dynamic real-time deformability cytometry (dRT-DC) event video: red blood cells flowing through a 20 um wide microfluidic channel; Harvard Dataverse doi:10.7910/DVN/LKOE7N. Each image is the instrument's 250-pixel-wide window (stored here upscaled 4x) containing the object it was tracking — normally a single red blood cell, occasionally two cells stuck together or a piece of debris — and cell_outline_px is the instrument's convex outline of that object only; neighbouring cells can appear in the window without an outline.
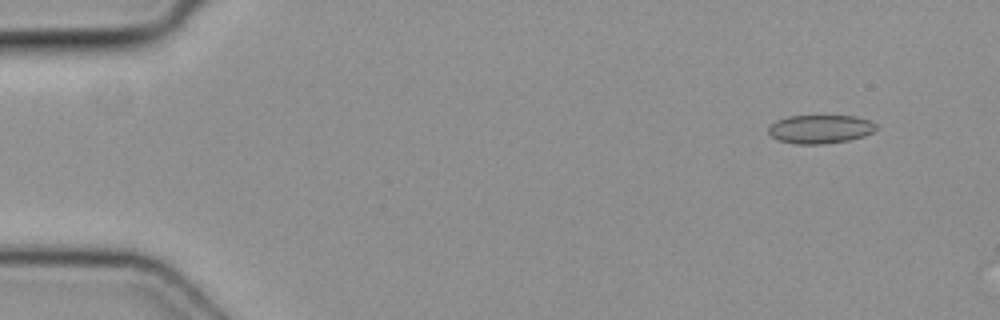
{"species": "common noctule bat (a hibernating species)", "species_latin": "Nyctalus noctula", "temperature_condition": "cold", "stored_images_in_passage": 46, "camera_frame_rate_fps": 3000, "um_per_image_px": 0.085, "animal": {"sex": "female", "body_mass_g": 19.3, "forearm_length_mm": 54.1}, "frame": {"image": 1, "passage_image": 1, "time_ms": 0.0, "image_size_px": [1000, 320], "cell_outline_px": [[876, 128], [872, 132], [864, 136], [848, 140], [824, 144], [796, 144], [780, 140], [772, 136], [768, 132], [768, 128], [776, 120], [788, 116], [856, 116], [868, 120], [876, 124]], "centroid_in_image_um": [69.71, 10.97], "position_along_channel_um": 15.3, "area_um2": 17.8}}
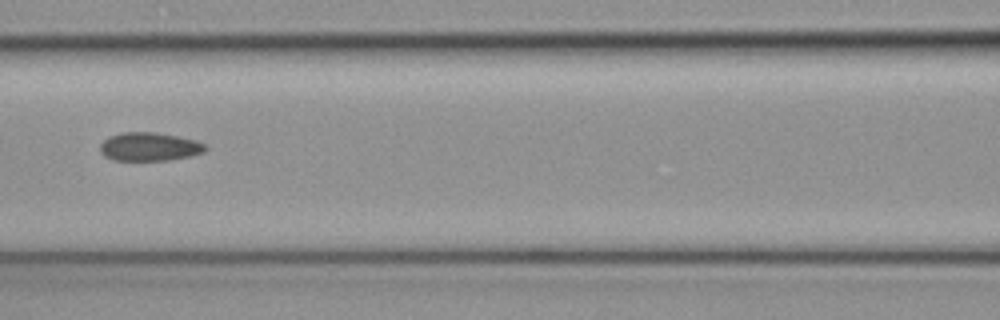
{"frame": {"image": 2, "passage_image": 19, "time_ms": 6.0, "image_size_px": [1000, 320], "cell_outline_px": [[208, 148], [204, 152], [192, 156], [168, 160], [112, 160], [104, 156], [100, 152], [100, 144], [108, 136], [120, 132], [156, 132], [180, 136], [196, 140], [208, 144]], "centroid_in_image_um": [12.73, 12.46], "position_along_channel_um": 153.9, "area_um2": 17.86}}
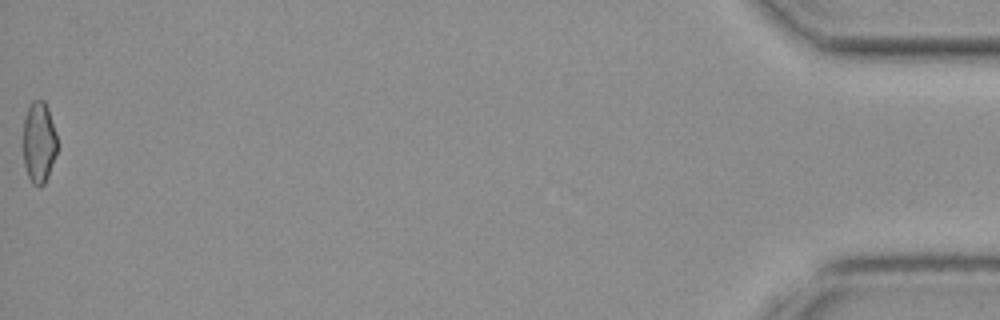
{"frame": {"image": 3, "passage_image": 46, "time_ms": 15.0, "image_size_px": [1000, 320], "cell_outline_px": [[56, 152], [48, 176], [44, 184], [40, 188], [32, 184], [28, 176], [24, 164], [24, 116], [32, 100], [44, 100], [48, 108], [56, 132]], "centroid_in_image_um": [3.3, 12.1], "position_along_channel_um": 431.9, "area_um2": 16.07}}